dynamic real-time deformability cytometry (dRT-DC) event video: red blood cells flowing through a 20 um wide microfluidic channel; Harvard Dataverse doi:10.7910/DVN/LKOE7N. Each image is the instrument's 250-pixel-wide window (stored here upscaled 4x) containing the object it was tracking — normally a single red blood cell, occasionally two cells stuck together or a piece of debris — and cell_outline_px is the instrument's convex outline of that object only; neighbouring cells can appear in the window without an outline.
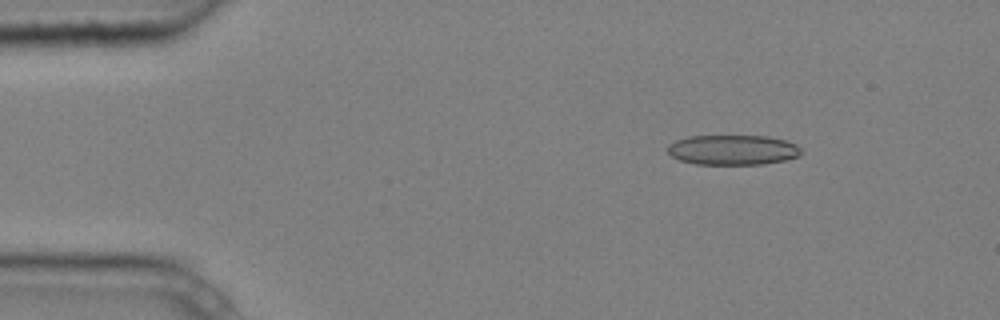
{"species": "common noctule bat (a hibernating species)", "species_latin": "Nyctalus noctula", "temperature_condition": "cold", "stored_images_in_passage": 3, "camera_frame_rate_fps": 3000, "um_per_image_px": 0.085, "animal": {"sex": "male", "body_mass_g": 20.4}, "frame": {"image": 1, "passage_image": 2, "time_ms": 0.333, "image_size_px": [1000, 320], "cell_outline_px": [[800, 156], [784, 160], [764, 164], [696, 164], [680, 160], [672, 156], [668, 152], [668, 144], [676, 140], [688, 136], [768, 136], [784, 140], [796, 144], [800, 148]], "centroid_in_image_um": [62.28, 12.74], "position_along_channel_um": 22.7, "area_um2": 23.29}}